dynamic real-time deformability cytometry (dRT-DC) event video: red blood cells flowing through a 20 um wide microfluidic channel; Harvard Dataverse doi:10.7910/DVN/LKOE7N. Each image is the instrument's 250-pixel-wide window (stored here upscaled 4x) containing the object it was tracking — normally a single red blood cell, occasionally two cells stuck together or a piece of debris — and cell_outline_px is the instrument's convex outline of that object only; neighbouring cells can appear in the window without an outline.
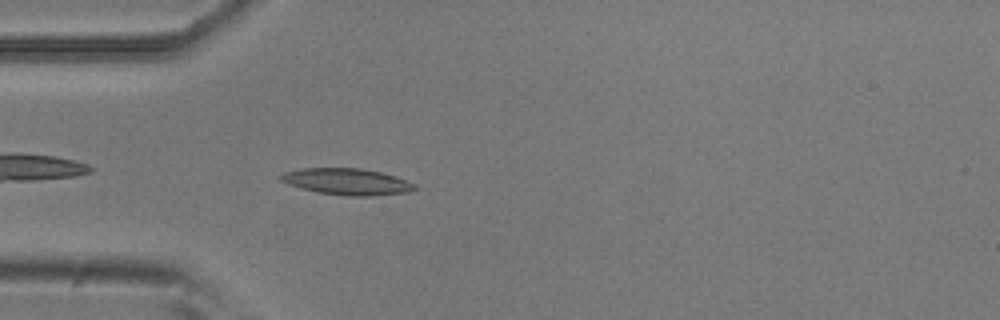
{"species": "common noctule bat (a hibernating species)", "species_latin": "Nyctalus noctula", "temperature_condition": "room temperature", "stored_images_in_passage": 36, "camera_frame_rate_fps": 3000, "um_per_image_px": 0.085, "animal": {"sex": "male", "body_mass_g": 20.5, "forearm_length_mm": 52.5}, "frame": {"image": 1, "passage_image": 3, "time_ms": 0.667, "image_size_px": [1000, 320], "cell_outline_px": [[416, 188], [408, 192], [372, 196], [348, 196], [316, 192], [300, 188], [288, 184], [280, 180], [276, 176], [284, 172], [304, 168], [360, 168], [380, 172], [396, 176], [416, 184]], "centroid_in_image_um": [29.47, 15.44], "position_along_channel_um": 55.5, "area_um2": 20.75}}
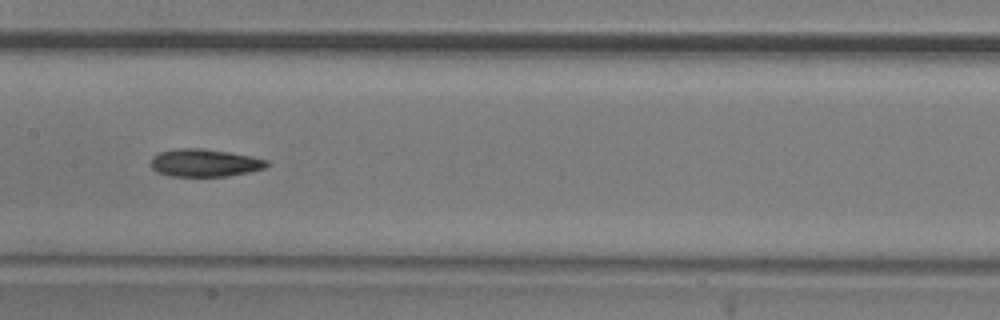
{"frame": {"image": 2, "passage_image": 14, "time_ms": 4.333, "image_size_px": [1000, 320], "cell_outline_px": [[268, 164], [264, 168], [248, 172], [228, 176], [168, 176], [156, 172], [152, 168], [152, 156], [160, 152], [176, 148], [204, 148], [252, 156], [268, 160]], "centroid_in_image_um": [17.37, 13.84], "position_along_channel_um": 190.0, "area_um2": 18.73}}
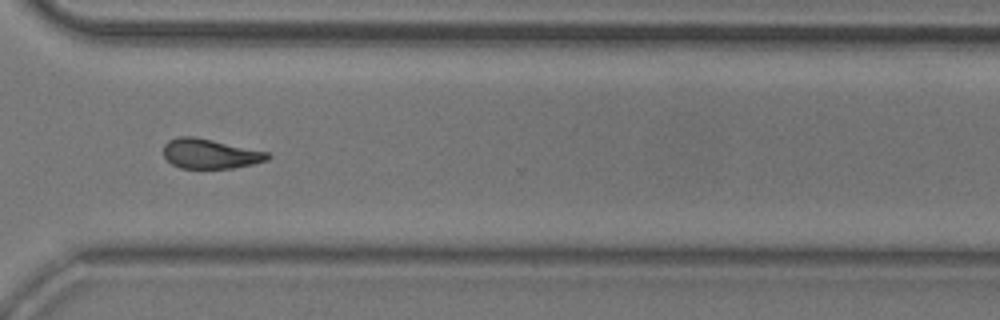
{"frame": {"image": 3, "passage_image": 27, "time_ms": 8.667, "image_size_px": [1000, 320], "cell_outline_px": [[272, 156], [268, 160], [252, 164], [232, 168], [180, 168], [172, 164], [164, 156], [164, 144], [168, 140], [180, 136], [192, 136], [212, 140], [268, 152]], "centroid_in_image_um": [17.85, 13.07], "position_along_channel_um": 352.7, "area_um2": 17.92}, "authors_computed_cell_mechanics": {"area_um2": 18.5538, "velocity_mm_per_s": 3.766, "shape_relaxation_time_tau1_ms": 9.3461, "shape_relaxation_time_tau2_ms": 5.2089, "deformation_change_tau1": 0.2108, "deformation_change_tau2": 0.1355}}